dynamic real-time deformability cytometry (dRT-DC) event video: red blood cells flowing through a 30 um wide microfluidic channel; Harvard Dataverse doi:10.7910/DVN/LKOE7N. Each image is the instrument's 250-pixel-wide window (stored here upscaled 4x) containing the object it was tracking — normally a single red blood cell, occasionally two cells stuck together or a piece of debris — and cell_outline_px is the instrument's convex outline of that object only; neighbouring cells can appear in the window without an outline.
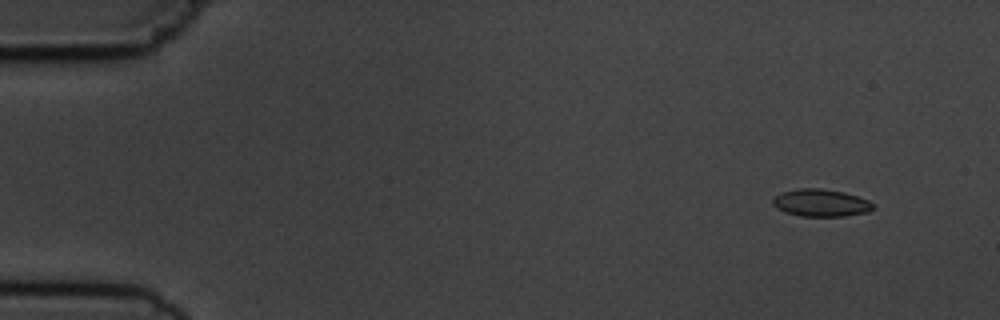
{"species": "common noctule bat (a hibernating species)", "species_latin": "Nyctalus noctula", "temperature_condition": "cold", "stored_images_in_passage": 7, "camera_frame_rate_fps": 3000, "um_per_image_px": 0.085, "animal": {"sex": "male", "body_mass_g": 19.5, "forearm_length_mm": 54.6}, "frame": {"image": 1, "passage_image": 2, "time_ms": 1.0, "image_size_px": [1000, 320], "cell_outline_px": [[872, 208], [868, 212], [844, 216], [800, 216], [784, 212], [776, 208], [772, 204], [772, 196], [780, 192], [796, 188], [820, 188], [844, 192], [868, 200], [872, 204]], "centroid_in_image_um": [69.69, 17.23], "position_along_channel_um": 15.3, "area_um2": 16.13}}
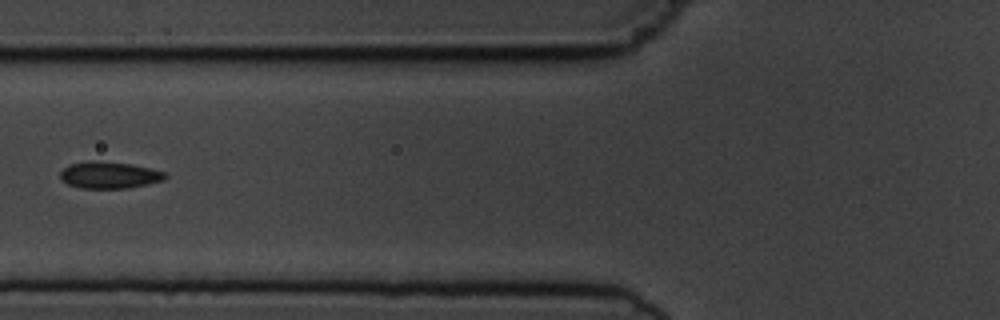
{"frame": {"image": 2, "passage_image": 6, "time_ms": 6.667, "image_size_px": [1000, 320], "cell_outline_px": [[168, 176], [164, 180], [148, 184], [128, 188], [80, 188], [68, 184], [60, 180], [60, 172], [68, 164], [88, 160], [96, 160], [132, 164], [164, 172]], "centroid_in_image_um": [9.25, 14.87], "position_along_channel_um": 116.5, "area_um2": 16.53}}
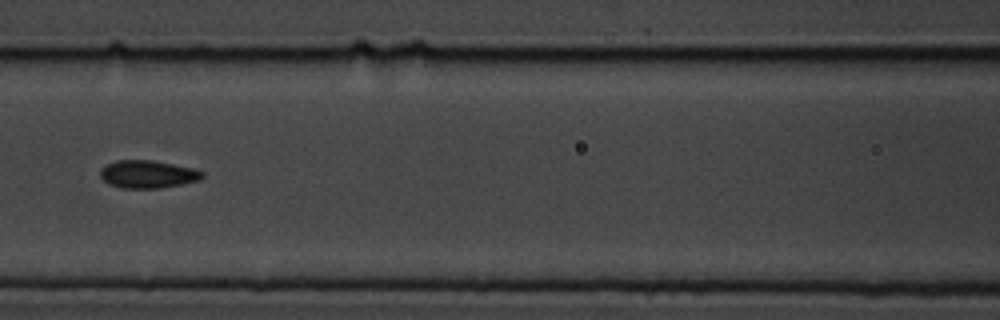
{"frame": {"image": 3, "passage_image": 7, "time_ms": 7.667, "image_size_px": [1000, 320], "cell_outline_px": [[204, 176], [200, 180], [160, 188], [120, 188], [108, 184], [100, 176], [100, 168], [116, 160], [152, 160], [192, 168], [204, 172]], "centroid_in_image_um": [12.54, 14.81], "position_along_channel_um": 154.1, "area_um2": 16.47}}